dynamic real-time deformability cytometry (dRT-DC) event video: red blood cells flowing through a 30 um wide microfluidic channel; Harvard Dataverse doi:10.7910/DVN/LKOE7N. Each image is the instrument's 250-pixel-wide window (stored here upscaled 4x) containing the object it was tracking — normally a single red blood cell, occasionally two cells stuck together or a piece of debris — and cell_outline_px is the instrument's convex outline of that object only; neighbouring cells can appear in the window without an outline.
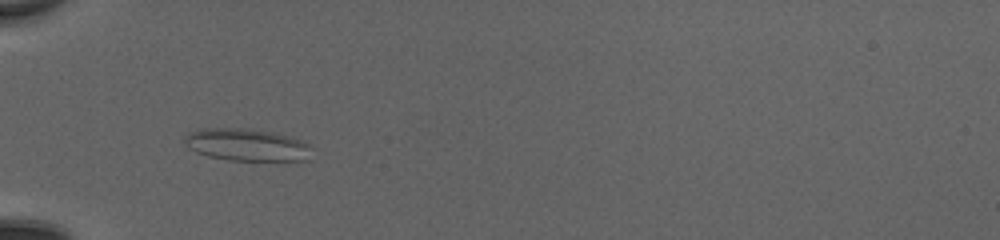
{"species": "common noctule bat (a hibernating species)", "species_latin": "Nyctalus noctula", "temperature_condition": "cold", "stored_images_in_passage": 45, "camera_frame_rate_fps": 3000, "um_per_image_px": 0.085, "animal": {"sex": "female", "body_mass_g": 20.0, "forearm_length_mm": 54.0}, "frame": {"image": 1, "passage_image": 13, "time_ms": 4.0, "image_size_px": [1000, 240], "cell_outline_px": [[312, 148], [308, 160], [228, 160], [208, 156], [196, 152], [188, 148], [184, 144], [184, 136], [200, 128], [252, 128], [276, 132], [300, 140], [308, 144]], "centroid_in_image_um": [20.96, 12.29], "position_along_channel_um": 64.0, "area_um2": 24.1}}
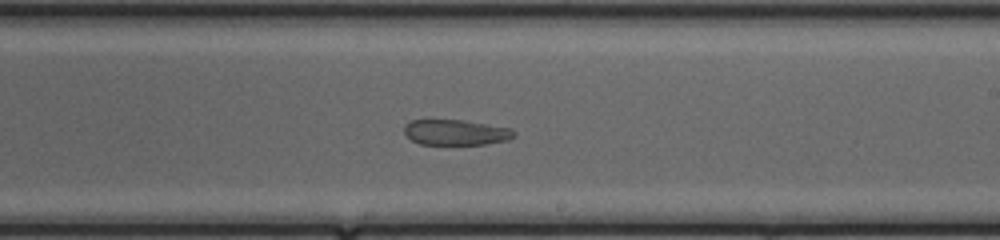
{"frame": {"image": 2, "passage_image": 27, "time_ms": 8.667, "image_size_px": [1000, 240], "cell_outline_px": [[516, 136], [508, 140], [484, 144], [420, 144], [412, 140], [404, 132], [404, 124], [412, 120], [464, 120], [512, 128], [516, 132]], "centroid_in_image_um": [38.78, 11.24], "position_along_channel_um": 250.2, "area_um2": 16.36}}
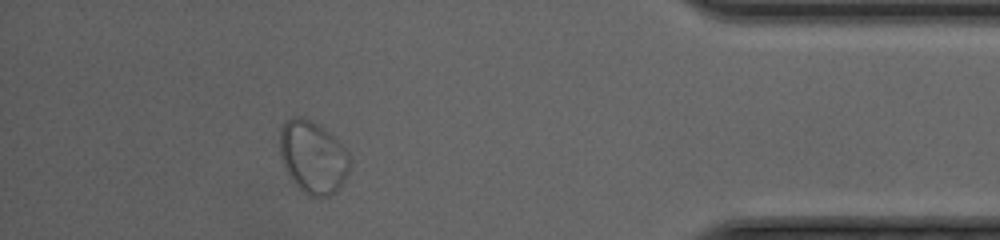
{"frame": {"image": 3, "passage_image": 41, "time_ms": 13.333, "image_size_px": [1000, 240], "cell_outline_px": [[352, 160], [348, 172], [344, 180], [336, 192], [328, 196], [308, 196], [288, 176], [280, 156], [280, 128], [284, 120], [292, 116], [304, 116], [324, 128], [348, 152]], "centroid_in_image_um": [26.58, 13.33], "position_along_channel_um": 408.6, "area_um2": 29.77}}